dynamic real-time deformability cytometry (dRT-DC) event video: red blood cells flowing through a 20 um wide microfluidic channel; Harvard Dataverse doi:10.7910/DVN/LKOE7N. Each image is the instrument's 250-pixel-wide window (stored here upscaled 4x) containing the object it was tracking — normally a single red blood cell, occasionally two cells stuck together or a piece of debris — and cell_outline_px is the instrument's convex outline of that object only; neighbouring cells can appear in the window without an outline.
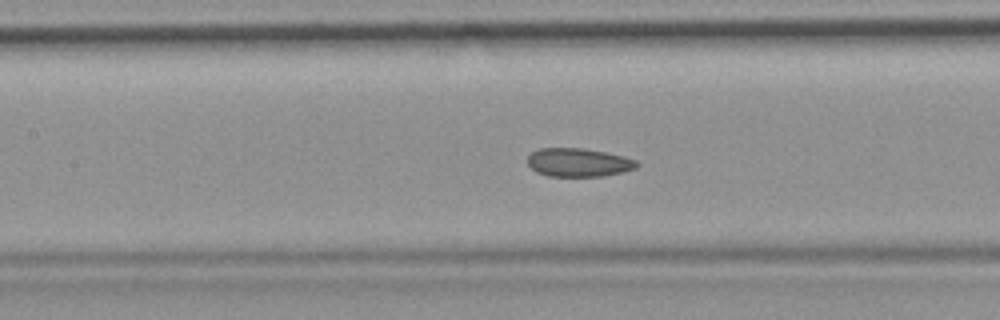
{"species": "common noctule bat (a hibernating species)", "species_latin": "Nyctalus noctula", "temperature_condition": "room temperature", "stored_images_in_passage": 40, "camera_frame_rate_fps": 3000, "um_per_image_px": 0.085, "animal": {"sex": "female", "body_mass_g": 19.9}, "frame": {"image": 1, "passage_image": 23, "time_ms": 7.333, "image_size_px": [1000, 320], "cell_outline_px": [[640, 164], [636, 168], [624, 172], [604, 176], [548, 176], [536, 172], [528, 164], [528, 156], [532, 152], [540, 148], [584, 148], [624, 156], [636, 160]], "centroid_in_image_um": [49.19, 13.81], "position_along_channel_um": 158.2, "area_um2": 18.21}}